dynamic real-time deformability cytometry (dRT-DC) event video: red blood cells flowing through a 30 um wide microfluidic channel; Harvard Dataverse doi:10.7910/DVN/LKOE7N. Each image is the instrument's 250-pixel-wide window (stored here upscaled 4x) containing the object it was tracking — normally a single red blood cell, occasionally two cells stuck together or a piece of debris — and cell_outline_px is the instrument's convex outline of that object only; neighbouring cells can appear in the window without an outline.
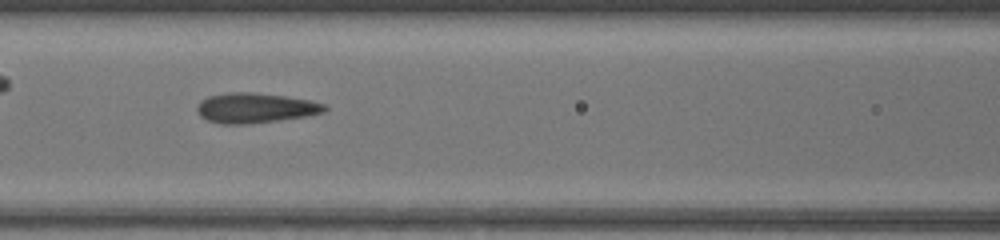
{"species": "common noctule bat (a hibernating species)", "species_latin": "Nyctalus noctula", "temperature_condition": "warm", "stored_images_in_passage": 30, "camera_frame_rate_fps": 3000, "um_per_image_px": 0.085, "animal": {"sex": "female", "body_mass_g": 17.0, "forearm_length_mm": 48.0}, "frame": {"image": 1, "passage_image": 9, "time_ms": 2.667, "image_size_px": [1000, 240], "cell_outline_px": [[328, 108], [324, 112], [304, 116], [276, 120], [240, 124], [224, 124], [208, 120], [200, 116], [196, 108], [208, 96], [228, 92], [252, 92], [284, 96], [308, 100], [324, 104]], "centroid_in_image_um": [21.69, 9.16], "position_along_channel_um": 144.9, "area_um2": 21.79}}
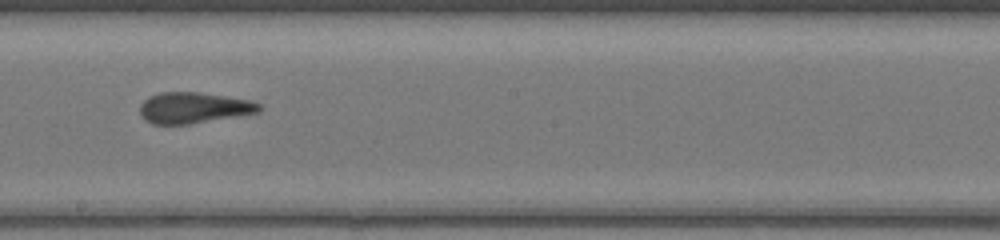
{"frame": {"image": 2, "passage_image": 15, "time_ms": 4.667, "image_size_px": [1000, 240], "cell_outline_px": [[260, 112], [188, 124], [152, 124], [144, 120], [140, 112], [140, 104], [148, 96], [160, 92], [200, 92], [248, 100], [260, 104]], "centroid_in_image_um": [16.4, 9.16], "position_along_channel_um": 231.8, "area_um2": 21.39}}
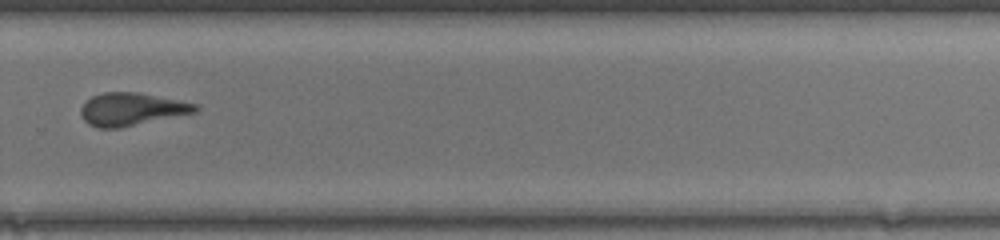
{"frame": {"image": 3, "passage_image": 21, "time_ms": 6.667, "image_size_px": [1000, 240], "cell_outline_px": [[200, 108], [196, 112], [120, 128], [96, 128], [88, 124], [84, 120], [80, 112], [80, 108], [92, 96], [104, 92], [136, 92], [196, 104]], "centroid_in_image_um": [11.15, 9.29], "position_along_channel_um": 318.7, "area_um2": 21.62}}